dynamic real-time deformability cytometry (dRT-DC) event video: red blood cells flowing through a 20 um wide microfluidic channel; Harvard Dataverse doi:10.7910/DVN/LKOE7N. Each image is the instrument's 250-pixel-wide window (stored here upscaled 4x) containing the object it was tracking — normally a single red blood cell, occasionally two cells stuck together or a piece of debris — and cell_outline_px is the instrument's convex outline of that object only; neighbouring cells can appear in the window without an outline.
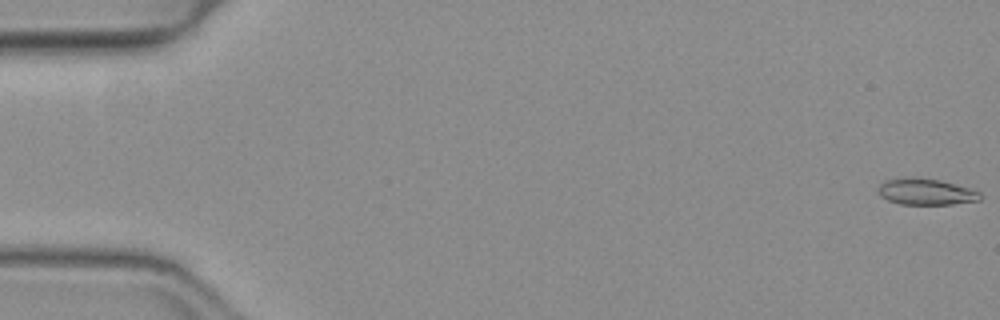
{"species": "common noctule bat (a hibernating species)", "species_latin": "Nyctalus noctula", "temperature_condition": "warm", "stored_images_in_passage": 52, "camera_frame_rate_fps": 3000, "um_per_image_px": 0.085, "animal": {"sex": "female", "body_mass_g": 19.3, "forearm_length_mm": 54.1}, "frame": {"image": 1, "passage_image": 1, "time_ms": 0.0, "image_size_px": [1000, 320], "cell_outline_px": [[980, 200], [952, 204], [900, 204], [888, 200], [880, 196], [876, 188], [884, 180], [940, 180], [968, 188], [980, 192]], "centroid_in_image_um": [78.7, 16.35], "position_along_channel_um": 6.3, "area_um2": 14.85}}
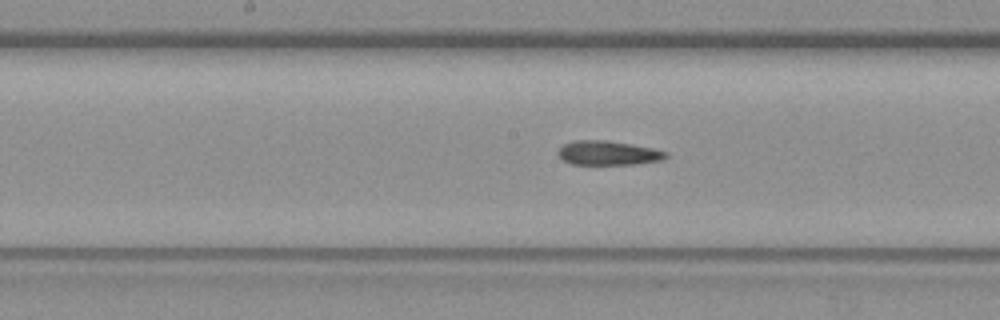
{"frame": {"image": 2, "passage_image": 27, "time_ms": 8.667, "image_size_px": [1000, 320], "cell_outline_px": [[668, 156], [660, 160], [636, 164], [568, 164], [556, 152], [564, 144], [576, 140], [608, 140], [652, 148], [668, 152]], "centroid_in_image_um": [51.68, 13.0], "position_along_channel_um": 196.5, "area_um2": 15.14}}
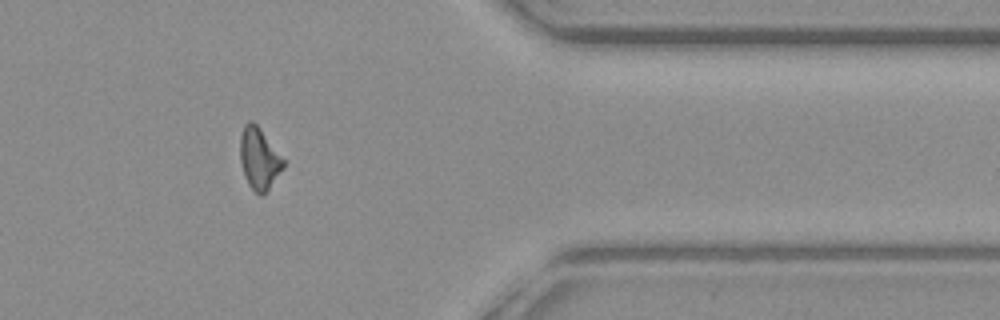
{"frame": {"image": 3, "passage_image": 43, "time_ms": 14.0, "image_size_px": [1000, 320], "cell_outline_px": [[284, 168], [268, 188], [260, 196], [248, 184], [240, 160], [240, 136], [244, 124], [248, 120], [252, 120], [260, 128], [284, 160]], "centroid_in_image_um": [22.01, 13.44], "position_along_channel_um": 389.4, "area_um2": 15.2}, "authors_computed_cell_mechanics": {"area_um2": 15.2881, "velocity_mm_per_s": 4.0144, "shape_relaxation_time_tau1_ms": null, "shape_relaxation_time_tau2_ms": 4.3513, "deformation_change_tau1": null, "deformation_change_tau2": 0.138}}